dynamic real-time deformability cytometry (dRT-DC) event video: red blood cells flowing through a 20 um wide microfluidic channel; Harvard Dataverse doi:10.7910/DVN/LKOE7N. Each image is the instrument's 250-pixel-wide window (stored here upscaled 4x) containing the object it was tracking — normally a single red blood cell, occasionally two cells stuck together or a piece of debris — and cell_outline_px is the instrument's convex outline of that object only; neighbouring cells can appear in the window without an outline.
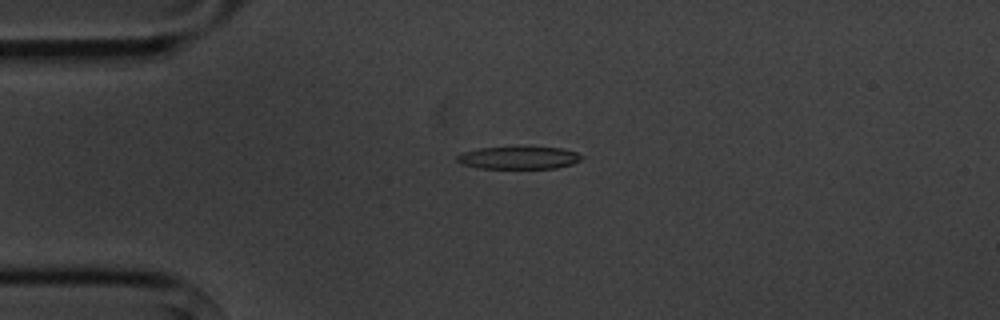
{"species": "common noctule bat (a hibernating species)", "species_latin": "Nyctalus noctula", "temperature_condition": "cold", "stored_images_in_passage": 2, "camera_frame_rate_fps": 3000, "um_per_image_px": 0.085, "animal": {"sex": "male", "body_mass_g": 20.1, "forearm_length_mm": 53.5}, "frame": {"image": 1, "passage_image": 1, "time_ms": 0.0, "image_size_px": [1000, 320], "cell_outline_px": [[584, 156], [580, 160], [572, 164], [556, 168], [480, 168], [460, 164], [456, 160], [456, 156], [464, 152], [480, 148], [516, 144], [528, 144], [560, 148], [576, 152]], "centroid_in_image_um": [44.1, 13.35], "position_along_channel_um": 40.9, "area_um2": 17.34}}